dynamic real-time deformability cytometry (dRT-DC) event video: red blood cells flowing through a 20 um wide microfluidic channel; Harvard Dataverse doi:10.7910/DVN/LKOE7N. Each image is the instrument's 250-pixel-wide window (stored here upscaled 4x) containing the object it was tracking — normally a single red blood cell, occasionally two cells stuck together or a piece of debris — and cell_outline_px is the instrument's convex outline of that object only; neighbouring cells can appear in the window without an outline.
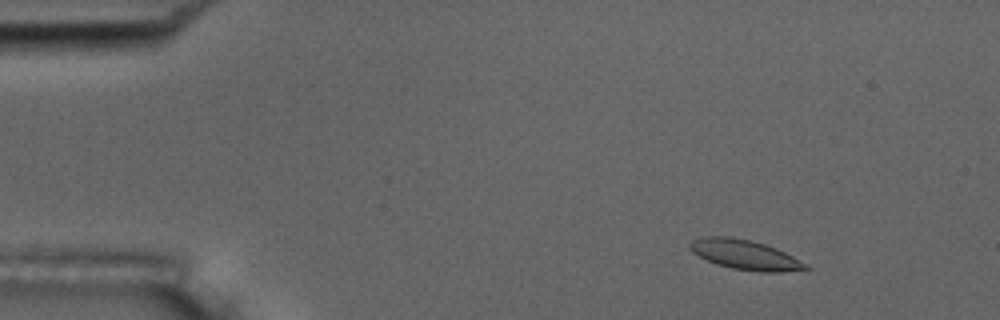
{"species": "common noctule bat (a hibernating species)", "species_latin": "Nyctalus noctula", "temperature_condition": "room temperature", "stored_images_in_passage": 5, "camera_frame_rate_fps": 3000, "um_per_image_px": 0.085, "animal": {"sex": "male", "body_mass_g": 17.5, "forearm_length_mm": 52.3}, "frame": {"image": 1, "passage_image": 2, "time_ms": 0.333, "image_size_px": [1000, 320], "cell_outline_px": [[812, 268], [780, 272], [760, 272], [732, 268], [716, 264], [692, 252], [688, 248], [688, 244], [692, 240], [704, 236], [732, 236], [752, 240], [776, 248], [808, 264]], "centroid_in_image_um": [63.31, 21.64], "position_along_channel_um": 21.7, "area_um2": 20.11}}